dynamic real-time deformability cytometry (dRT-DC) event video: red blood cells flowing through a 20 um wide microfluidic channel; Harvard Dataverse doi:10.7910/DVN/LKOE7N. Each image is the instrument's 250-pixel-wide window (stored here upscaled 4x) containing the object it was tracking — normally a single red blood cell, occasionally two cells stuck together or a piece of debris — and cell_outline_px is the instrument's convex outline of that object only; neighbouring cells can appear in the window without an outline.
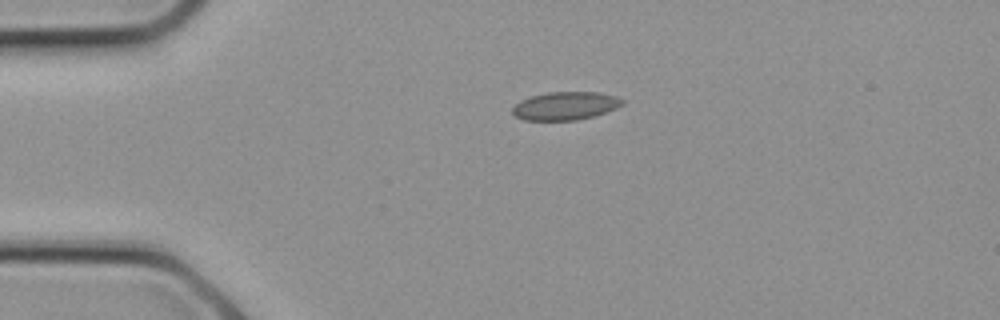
{"species": "common noctule bat (a hibernating species)", "species_latin": "Nyctalus noctula", "temperature_condition": "cold", "stored_images_in_passage": 6, "camera_frame_rate_fps": 3000, "um_per_image_px": 0.085, "animal": {"sex": "female", "body_mass_g": 21.9}, "frame": {"image": 1, "passage_image": 1, "time_ms": 0.0, "image_size_px": [1000, 320], "cell_outline_px": [[624, 104], [616, 108], [596, 116], [576, 120], [524, 120], [516, 116], [512, 112], [512, 108], [520, 100], [532, 96], [548, 92], [600, 92], [616, 96], [624, 100]], "centroid_in_image_um": [48.08, 9.0], "position_along_channel_um": 36.9, "area_um2": 18.09}}
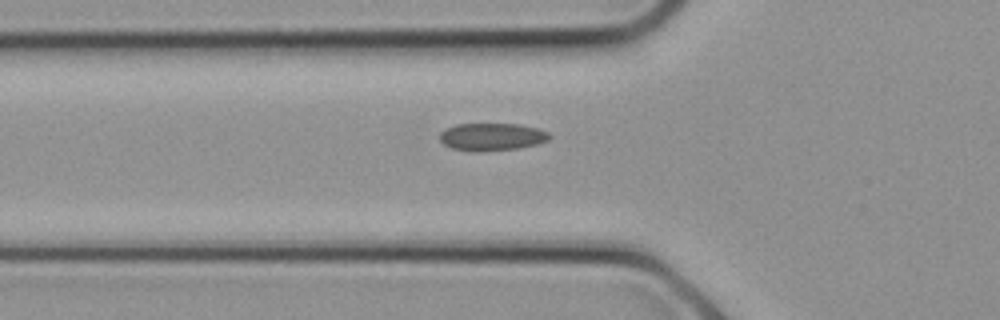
{"frame": {"image": 2, "passage_image": 4, "time_ms": 1.0, "image_size_px": [1000, 320], "cell_outline_px": [[552, 136], [548, 140], [540, 144], [520, 148], [480, 152], [476, 152], [452, 148], [444, 144], [440, 140], [440, 132], [444, 128], [456, 124], [520, 124], [536, 128], [548, 132]], "centroid_in_image_um": [41.82, 11.63], "position_along_channel_um": 84.0, "area_um2": 17.86}}
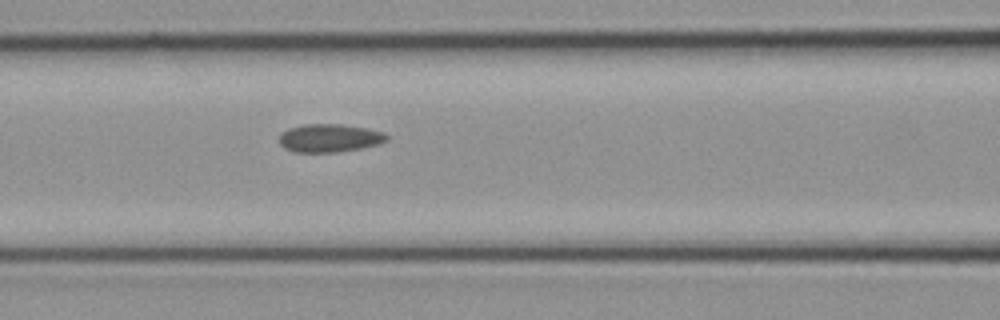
{"frame": {"image": 3, "passage_image": 6, "time_ms": 1.667, "image_size_px": [1000, 320], "cell_outline_px": [[388, 140], [376, 144], [360, 148], [336, 152], [296, 152], [284, 148], [280, 144], [280, 132], [288, 128], [304, 124], [340, 124], [368, 128], [384, 132], [388, 136]], "centroid_in_image_um": [27.99, 11.72], "position_along_channel_um": 138.6, "area_um2": 17.63}}